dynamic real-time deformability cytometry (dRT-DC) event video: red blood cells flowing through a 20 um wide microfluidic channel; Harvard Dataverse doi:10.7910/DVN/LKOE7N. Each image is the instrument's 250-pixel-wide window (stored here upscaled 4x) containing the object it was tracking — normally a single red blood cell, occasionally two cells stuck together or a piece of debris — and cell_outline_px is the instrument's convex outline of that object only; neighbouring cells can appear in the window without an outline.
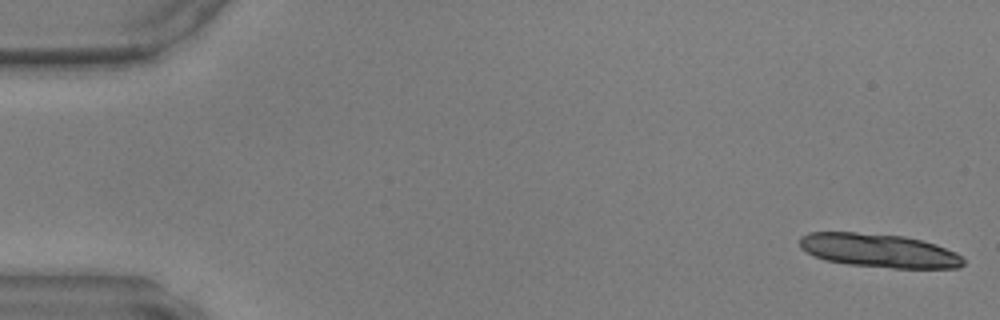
{"species": "common noctule bat (a hibernating species)", "species_latin": "Nyctalus noctula", "temperature_condition": "warm", "stored_images_in_passage": 10, "camera_frame_rate_fps": 3000, "um_per_image_px": 0.085, "animal": {"sex": "male", "body_mass_g": 17.9, "forearm_length_mm": 54.2}, "frame": {"image": 1, "passage_image": 1, "time_ms": 0.0, "image_size_px": [1000, 320], "cell_outline_px": [[964, 264], [960, 268], [892, 268], [848, 264], [824, 260], [800, 248], [800, 236], [808, 232], [856, 232], [904, 236], [936, 244], [956, 252], [964, 260]], "centroid_in_image_um": [74.71, 21.29], "position_along_channel_um": 10.3, "area_um2": 32.14}}